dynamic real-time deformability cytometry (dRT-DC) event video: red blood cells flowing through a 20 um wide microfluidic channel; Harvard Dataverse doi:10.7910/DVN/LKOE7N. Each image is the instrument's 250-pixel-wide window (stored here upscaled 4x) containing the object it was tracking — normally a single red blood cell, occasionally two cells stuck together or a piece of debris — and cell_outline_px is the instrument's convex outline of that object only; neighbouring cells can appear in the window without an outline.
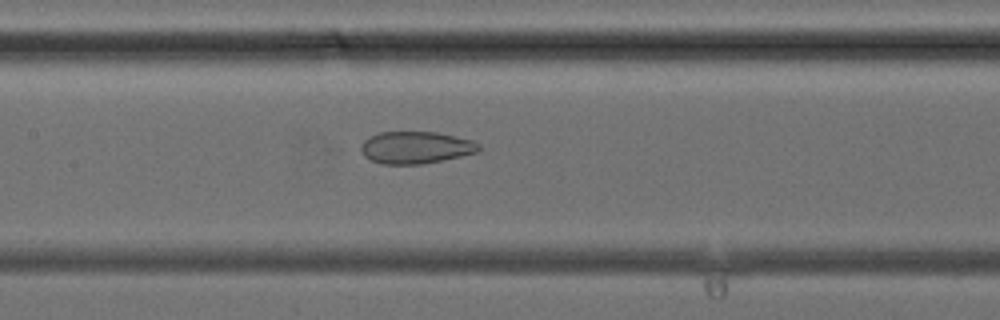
{"species": "common noctule bat (a hibernating species)", "species_latin": "Nyctalus noctula", "temperature_condition": "cold", "stored_images_in_passage": 30, "camera_frame_rate_fps": 3000, "um_per_image_px": 0.085, "animal": {"sex": "female", "body_mass_g": 24.6, "forearm_length_mm": 56.2}, "frame": {"image": 1, "passage_image": 8, "time_ms": 2.333, "image_size_px": [1000, 320], "cell_outline_px": [[480, 148], [476, 152], [460, 156], [420, 164], [384, 164], [372, 160], [364, 156], [356, 148], [364, 140], [380, 132], [436, 132], [472, 140], [480, 144]], "centroid_in_image_um": [35.28, 12.53], "position_along_channel_um": 172.1, "area_um2": 21.96}}
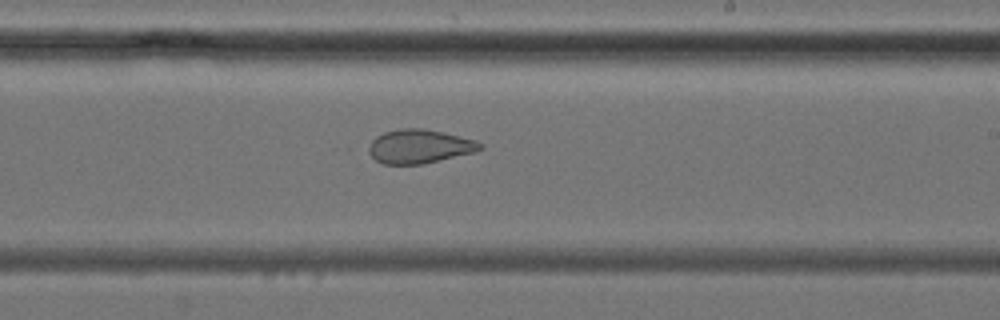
{"frame": {"image": 2, "passage_image": 13, "time_ms": 4.0, "image_size_px": [1000, 320], "cell_outline_px": [[484, 148], [476, 152], [424, 164], [384, 164], [376, 160], [364, 148], [376, 136], [384, 132], [400, 128], [424, 128], [444, 132], [476, 140], [484, 144]], "centroid_in_image_um": [35.66, 12.44], "position_along_channel_um": 253.3, "area_um2": 22.43}}
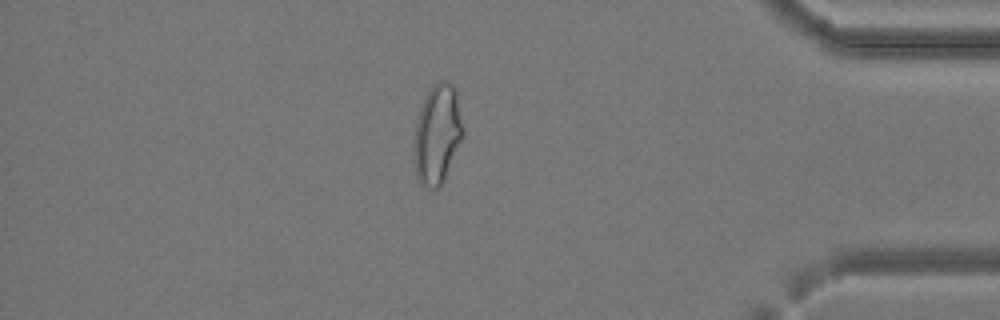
{"frame": {"image": 3, "passage_image": 24, "time_ms": 7.667, "image_size_px": [1000, 320], "cell_outline_px": [[464, 136], [444, 180], [436, 188], [432, 188], [420, 184], [416, 180], [412, 152], [412, 144], [416, 124], [420, 108], [432, 84], [440, 80], [448, 80], [452, 84], [456, 92]], "centroid_in_image_um": [37.14, 11.44], "position_along_channel_um": 398.1, "area_um2": 28.67}}